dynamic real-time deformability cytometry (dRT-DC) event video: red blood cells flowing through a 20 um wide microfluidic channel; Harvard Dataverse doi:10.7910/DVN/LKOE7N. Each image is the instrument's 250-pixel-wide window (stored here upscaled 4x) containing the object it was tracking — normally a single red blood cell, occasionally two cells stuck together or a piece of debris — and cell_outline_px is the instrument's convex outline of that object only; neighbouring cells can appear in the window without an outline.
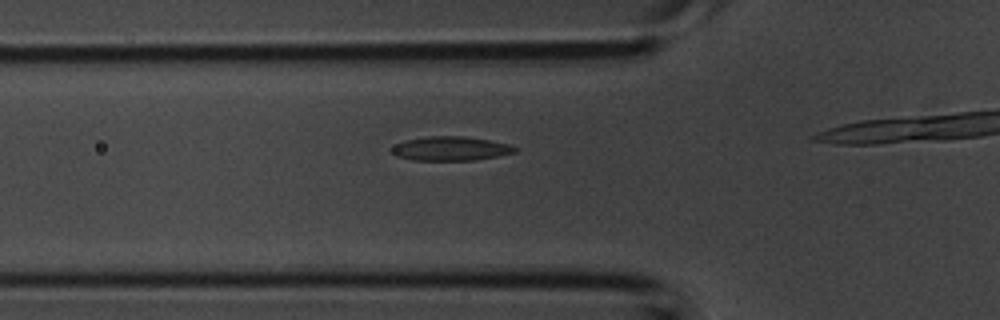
{"species": "common noctule bat (a hibernating species)", "species_latin": "Nyctalus noctula", "temperature_condition": "room temperature", "stored_images_in_passage": 8, "camera_frame_rate_fps": 3000, "um_per_image_px": 0.085, "animal": {"sex": "male", "body_mass_g": 20.1, "forearm_length_mm": 53.5}, "frame": {"image": 1, "passage_image": 4, "time_ms": 1.0, "image_size_px": [1000, 320], "cell_outline_px": [[520, 148], [516, 152], [500, 156], [476, 160], [412, 160], [396, 156], [392, 152], [392, 148], [396, 144], [408, 140], [428, 136], [464, 136], [488, 140], [508, 144]], "centroid_in_image_um": [38.36, 12.64], "position_along_channel_um": 87.4, "area_um2": 17.28}}
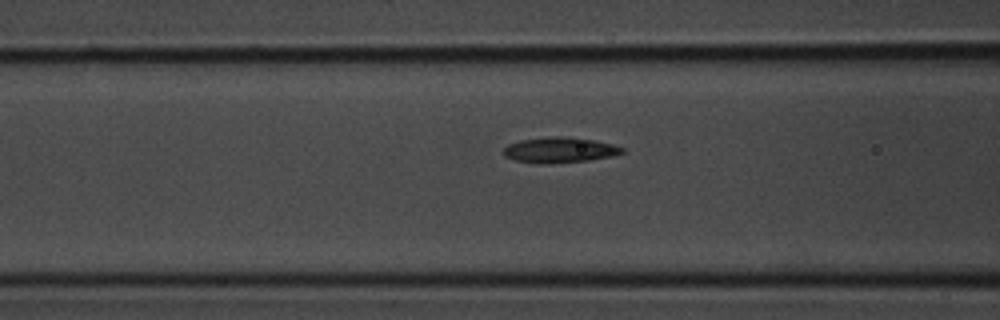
{"frame": {"image": 2, "passage_image": 6, "time_ms": 1.667, "image_size_px": [1000, 320], "cell_outline_px": [[624, 152], [612, 156], [588, 160], [548, 164], [540, 164], [516, 160], [504, 156], [504, 148], [508, 144], [520, 140], [552, 136], [564, 136], [592, 140], [612, 144], [624, 148]], "centroid_in_image_um": [47.55, 12.75], "position_along_channel_um": 119.0, "area_um2": 17.51}}